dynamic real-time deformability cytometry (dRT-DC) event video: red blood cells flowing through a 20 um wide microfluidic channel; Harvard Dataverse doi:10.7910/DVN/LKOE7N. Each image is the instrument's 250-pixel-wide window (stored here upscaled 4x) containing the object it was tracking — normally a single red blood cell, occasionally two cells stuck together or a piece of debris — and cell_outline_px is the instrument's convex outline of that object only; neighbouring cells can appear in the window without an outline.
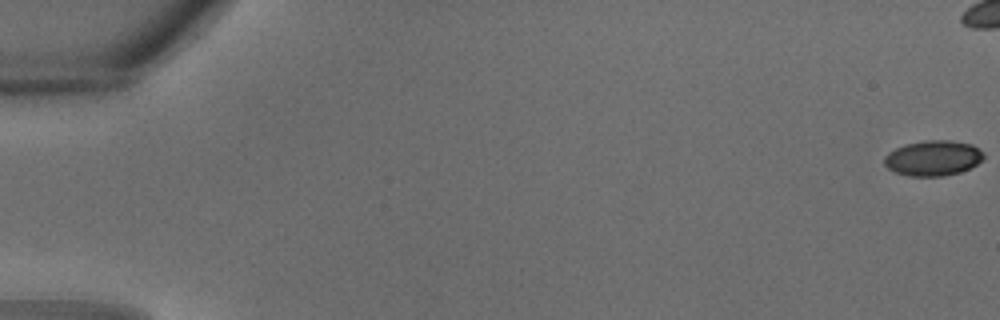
{"species": "common noctule bat (a hibernating species)", "species_latin": "Nyctalus noctula", "temperature_condition": "warm", "stored_images_in_passage": 29, "camera_frame_rate_fps": 3000, "um_per_image_px": 0.085, "animal": {"sex": "male", "body_mass_g": 18.8}, "frame": {"image": 1, "passage_image": 1, "time_ms": 0.0, "image_size_px": [1000, 320], "cell_outline_px": [[984, 156], [976, 164], [960, 172], [944, 176], [908, 176], [896, 172], [888, 168], [884, 164], [884, 156], [888, 152], [896, 148], [908, 144], [924, 140], [948, 140], [972, 144], [984, 152]], "centroid_in_image_um": [79.3, 13.44], "position_along_channel_um": 5.7, "area_um2": 20.35}}
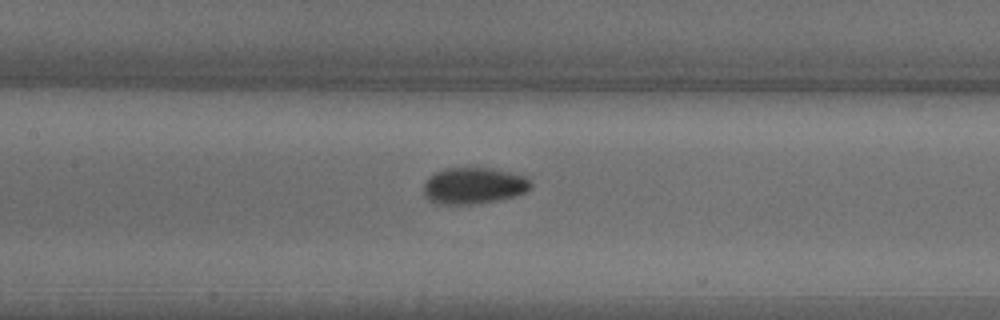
{"frame": {"image": 2, "passage_image": 17, "time_ms": 5.333, "image_size_px": [1000, 320], "cell_outline_px": [[532, 184], [524, 192], [516, 196], [496, 200], [472, 204], [436, 204], [428, 200], [424, 196], [424, 184], [436, 172], [444, 168], [488, 168], [524, 176]], "centroid_in_image_um": [40.22, 15.8], "position_along_channel_um": 167.2, "area_um2": 22.37}}
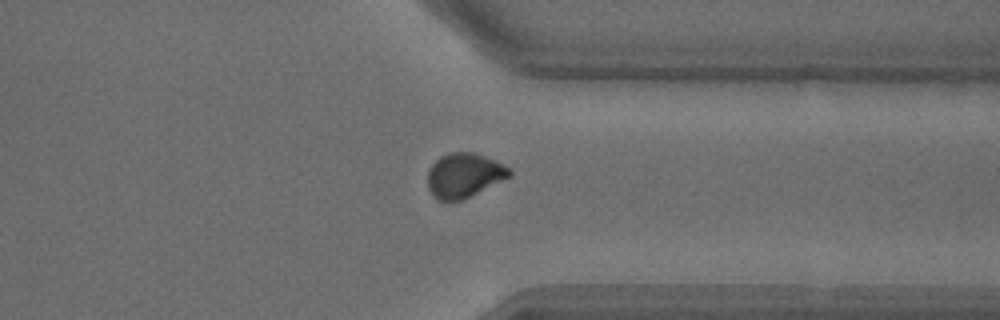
{"frame": {"image": 3, "passage_image": 27, "time_ms": 8.667, "image_size_px": [1000, 320], "cell_outline_px": [[512, 176], [464, 200], [436, 200], [432, 196], [428, 188], [428, 172], [432, 164], [440, 156], [448, 152], [472, 152], [492, 160], [508, 168], [512, 172]], "centroid_in_image_um": [39.42, 14.93], "position_along_channel_um": 372.0, "area_um2": 21.15}}